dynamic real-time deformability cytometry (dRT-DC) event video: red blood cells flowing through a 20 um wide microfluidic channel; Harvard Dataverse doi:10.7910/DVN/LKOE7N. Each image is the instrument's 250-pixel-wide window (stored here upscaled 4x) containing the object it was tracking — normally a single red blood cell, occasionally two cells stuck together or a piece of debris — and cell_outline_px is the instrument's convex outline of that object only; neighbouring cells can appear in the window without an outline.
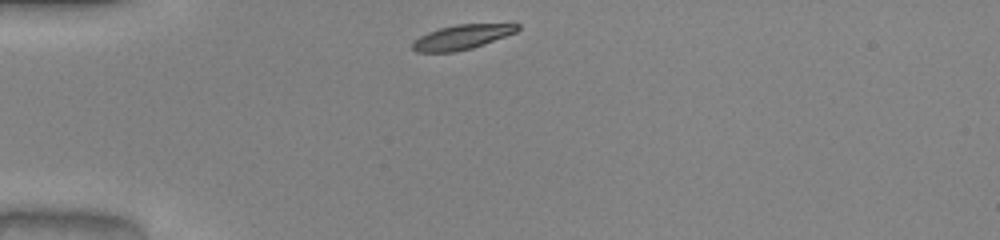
{"species": "common noctule bat (a hibernating species)", "species_latin": "Nyctalus noctula", "temperature_condition": "warm", "stored_images_in_passage": 30, "camera_frame_rate_fps": 3000, "um_per_image_px": 0.085, "animal": {"sex": "male", "body_mass_g": 20.0, "forearm_length_mm": 53.3}, "frame": {"image": 1, "passage_image": 1, "time_ms": 0.0, "image_size_px": [1000, 240], "cell_outline_px": [[520, 28], [516, 32], [472, 48], [452, 52], [416, 52], [412, 48], [412, 44], [420, 36], [428, 32], [440, 28], [456, 24], [520, 24]], "centroid_in_image_um": [39.25, 3.15], "position_along_channel_um": 45.7, "area_um2": 14.8}}
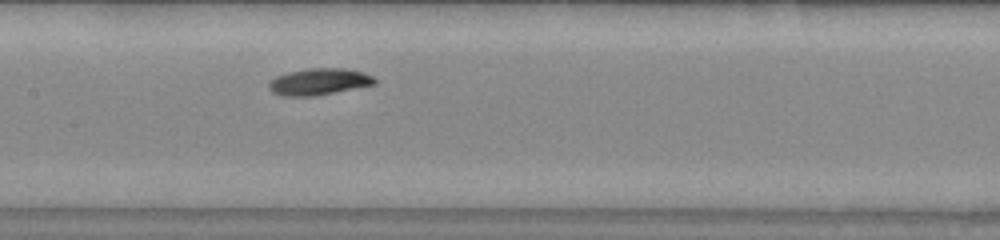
{"frame": {"image": 2, "passage_image": 13, "time_ms": 4.0, "image_size_px": [1000, 240], "cell_outline_px": [[376, 84], [312, 96], [284, 96], [272, 92], [268, 88], [268, 84], [276, 76], [288, 72], [312, 68], [344, 68], [364, 72], [372, 76], [376, 80]], "centroid_in_image_um": [27.11, 6.94], "position_along_channel_um": 180.3, "area_um2": 16.24}}
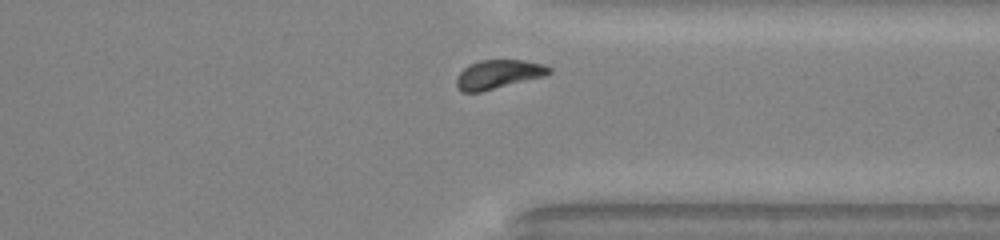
{"frame": {"image": 3, "passage_image": 27, "time_ms": 8.667, "image_size_px": [1000, 240], "cell_outline_px": [[552, 72], [544, 76], [480, 92], [460, 92], [456, 88], [456, 76], [468, 64], [480, 60], [524, 60], [544, 64], [552, 68]], "centroid_in_image_um": [42.33, 6.31], "position_along_channel_um": 369.1, "area_um2": 15.72}, "authors_computed_cell_mechanics": {"area_um2": 16.0684, "velocity_mm_per_s": 4.0441, "shape_relaxation_time_tau1_ms": 1.7881, "shape_relaxation_time_tau2_ms": 11.1985, "deformation_change_tau1": 0.0773, "deformation_change_tau2": 0.2173}}